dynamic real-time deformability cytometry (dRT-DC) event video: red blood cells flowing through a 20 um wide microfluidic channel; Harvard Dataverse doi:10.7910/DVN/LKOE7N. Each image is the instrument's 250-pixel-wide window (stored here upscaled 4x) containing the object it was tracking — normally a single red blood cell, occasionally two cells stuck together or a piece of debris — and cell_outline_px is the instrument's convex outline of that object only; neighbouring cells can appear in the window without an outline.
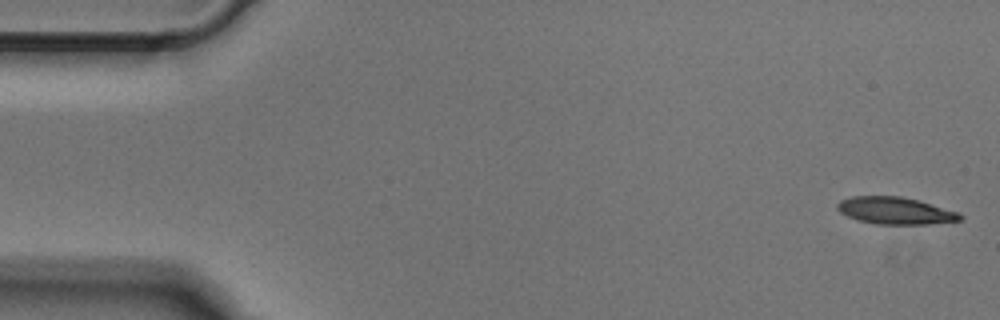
{"species": "Egyptian fruit bat (a non-hibernating species)", "species_latin": "Rousettus aegyptiacus", "temperature_condition": "cold", "stored_images_in_passage": 49, "camera_frame_rate_fps": 3000, "um_per_image_px": 0.085, "animal": {"sex": "male"}, "frame": {"image": 1, "passage_image": 1, "time_ms": 0.0, "image_size_px": [1000, 320], "cell_outline_px": [[964, 220], [928, 224], [876, 224], [856, 220], [840, 212], [836, 208], [836, 204], [840, 200], [852, 196], [900, 196], [920, 200], [960, 212], [964, 216]], "centroid_in_image_um": [76.14, 17.9], "position_along_channel_um": 8.9, "area_um2": 19.71}}
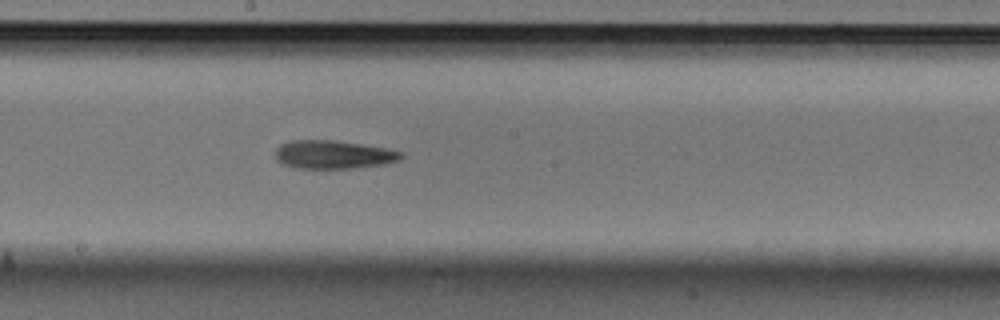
{"frame": {"image": 2, "passage_image": 26, "time_ms": 8.333, "image_size_px": [1000, 320], "cell_outline_px": [[404, 156], [400, 160], [384, 164], [356, 168], [296, 168], [280, 164], [276, 160], [276, 148], [280, 144], [288, 140], [332, 140], [360, 144], [384, 148], [404, 152]], "centroid_in_image_um": [28.31, 13.14], "position_along_channel_um": 219.9, "area_um2": 20.92}}
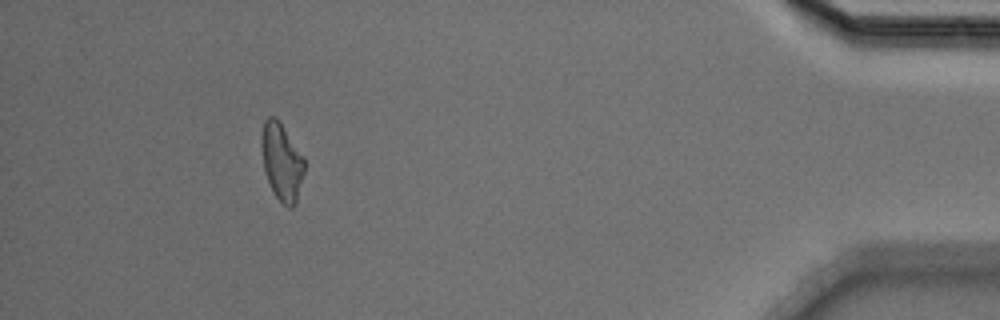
{"frame": {"image": 3, "passage_image": 45, "time_ms": 14.667, "image_size_px": [1000, 320], "cell_outline_px": [[304, 172], [296, 204], [292, 208], [288, 208], [276, 196], [268, 180], [264, 168], [260, 144], [260, 136], [264, 120], [268, 116], [276, 116], [304, 156]], "centroid_in_image_um": [23.94, 13.71], "position_along_channel_um": 411.3, "area_um2": 19.42}}